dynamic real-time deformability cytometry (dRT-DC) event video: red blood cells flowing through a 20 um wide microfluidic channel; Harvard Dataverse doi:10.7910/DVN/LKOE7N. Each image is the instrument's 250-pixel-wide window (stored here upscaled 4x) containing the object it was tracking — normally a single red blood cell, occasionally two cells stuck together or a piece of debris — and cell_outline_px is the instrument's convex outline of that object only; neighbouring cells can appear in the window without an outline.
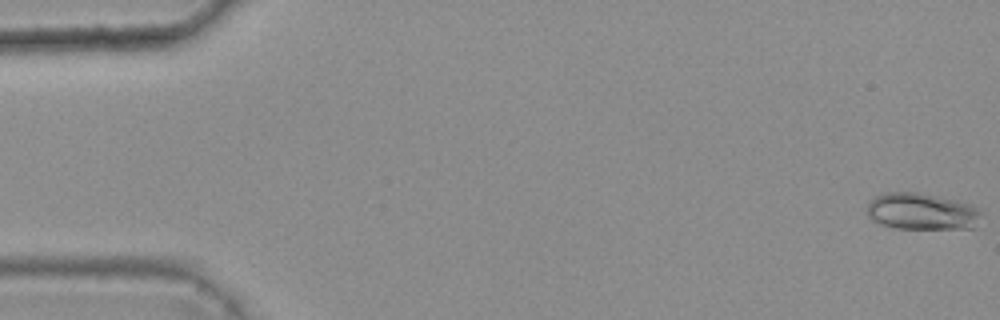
{"species": "common noctule bat (a hibernating species)", "species_latin": "Nyctalus noctula", "temperature_condition": "warm", "stored_images_in_passage": 6, "camera_frame_rate_fps": 3000, "um_per_image_px": 0.085, "animal": {"sex": "female", "body_mass_g": 25.1}, "frame": {"image": 1, "passage_image": 1, "time_ms": 0.0, "image_size_px": [1000, 320], "cell_outline_px": [[984, 212], [976, 228], [896, 228], [880, 224], [872, 220], [868, 216], [868, 200], [876, 196], [888, 192], [920, 192], [956, 200], [972, 204]], "centroid_in_image_um": [78.39, 17.97], "position_along_channel_um": 6.6, "area_um2": 24.74}}
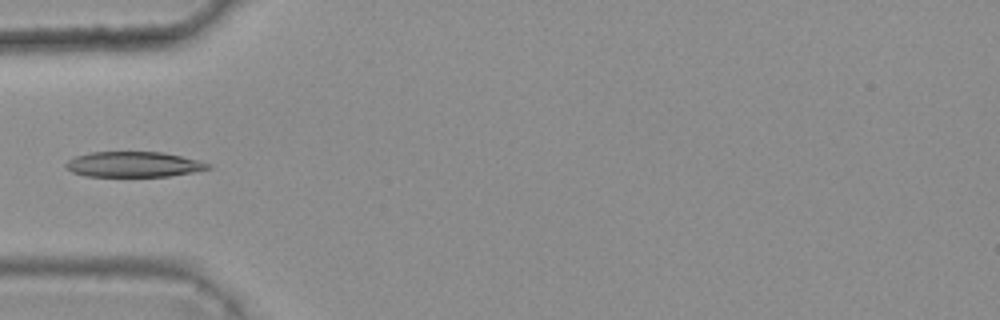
{"frame": {"image": 2, "passage_image": 6, "time_ms": 1.667, "image_size_px": [1000, 320], "cell_outline_px": [[212, 168], [192, 172], [168, 176], [84, 176], [72, 172], [64, 164], [68, 160], [76, 156], [88, 152], [164, 152], [212, 164]], "centroid_in_image_um": [11.34, 13.97], "position_along_channel_um": 73.7, "area_um2": 20.92}}